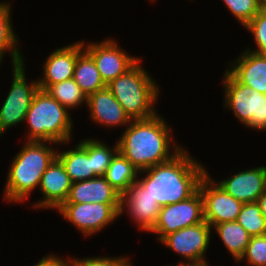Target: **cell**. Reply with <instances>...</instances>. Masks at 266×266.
Returning <instances> with one entry per match:
<instances>
[{
  "label": "cell",
  "mask_w": 266,
  "mask_h": 266,
  "mask_svg": "<svg viewBox=\"0 0 266 266\" xmlns=\"http://www.w3.org/2000/svg\"><path fill=\"white\" fill-rule=\"evenodd\" d=\"M157 113L131 120L117 140L118 151L139 171L170 161L184 146L175 140L172 125Z\"/></svg>",
  "instance_id": "obj_1"
},
{
  "label": "cell",
  "mask_w": 266,
  "mask_h": 266,
  "mask_svg": "<svg viewBox=\"0 0 266 266\" xmlns=\"http://www.w3.org/2000/svg\"><path fill=\"white\" fill-rule=\"evenodd\" d=\"M193 157L184 147L170 161L139 171L137 180L161 207L185 200L198 190L208 172Z\"/></svg>",
  "instance_id": "obj_2"
},
{
  "label": "cell",
  "mask_w": 266,
  "mask_h": 266,
  "mask_svg": "<svg viewBox=\"0 0 266 266\" xmlns=\"http://www.w3.org/2000/svg\"><path fill=\"white\" fill-rule=\"evenodd\" d=\"M57 143L48 141H24L22 149L14 154L8 166L2 197L4 202L24 203L39 188L46 169L57 158Z\"/></svg>",
  "instance_id": "obj_3"
},
{
  "label": "cell",
  "mask_w": 266,
  "mask_h": 266,
  "mask_svg": "<svg viewBox=\"0 0 266 266\" xmlns=\"http://www.w3.org/2000/svg\"><path fill=\"white\" fill-rule=\"evenodd\" d=\"M75 121L70 111L51 97L45 90L38 89L26 113L24 124L27 134L23 141H48L64 145L72 143Z\"/></svg>",
  "instance_id": "obj_4"
},
{
  "label": "cell",
  "mask_w": 266,
  "mask_h": 266,
  "mask_svg": "<svg viewBox=\"0 0 266 266\" xmlns=\"http://www.w3.org/2000/svg\"><path fill=\"white\" fill-rule=\"evenodd\" d=\"M142 60L106 85L130 120H145L158 113L155 105L159 103L161 87L143 67Z\"/></svg>",
  "instance_id": "obj_5"
},
{
  "label": "cell",
  "mask_w": 266,
  "mask_h": 266,
  "mask_svg": "<svg viewBox=\"0 0 266 266\" xmlns=\"http://www.w3.org/2000/svg\"><path fill=\"white\" fill-rule=\"evenodd\" d=\"M222 78L223 108L244 127L266 132V94L241 84L227 69Z\"/></svg>",
  "instance_id": "obj_6"
},
{
  "label": "cell",
  "mask_w": 266,
  "mask_h": 266,
  "mask_svg": "<svg viewBox=\"0 0 266 266\" xmlns=\"http://www.w3.org/2000/svg\"><path fill=\"white\" fill-rule=\"evenodd\" d=\"M25 62L11 65L13 79L0 108V137L12 127L24 124L32 99L39 89L37 78L31 82L27 80Z\"/></svg>",
  "instance_id": "obj_7"
},
{
  "label": "cell",
  "mask_w": 266,
  "mask_h": 266,
  "mask_svg": "<svg viewBox=\"0 0 266 266\" xmlns=\"http://www.w3.org/2000/svg\"><path fill=\"white\" fill-rule=\"evenodd\" d=\"M121 204L62 203L55 211L84 238L98 235L120 218ZM111 224V225H110Z\"/></svg>",
  "instance_id": "obj_8"
},
{
  "label": "cell",
  "mask_w": 266,
  "mask_h": 266,
  "mask_svg": "<svg viewBox=\"0 0 266 266\" xmlns=\"http://www.w3.org/2000/svg\"><path fill=\"white\" fill-rule=\"evenodd\" d=\"M212 232V227L204 221L166 235L159 243L182 257L183 260L174 266L202 263L208 261L206 254L213 237Z\"/></svg>",
  "instance_id": "obj_9"
},
{
  "label": "cell",
  "mask_w": 266,
  "mask_h": 266,
  "mask_svg": "<svg viewBox=\"0 0 266 266\" xmlns=\"http://www.w3.org/2000/svg\"><path fill=\"white\" fill-rule=\"evenodd\" d=\"M81 40H83L84 50L92 57L105 85L126 73L142 58L128 54L113 37L99 42L86 43V40Z\"/></svg>",
  "instance_id": "obj_10"
},
{
  "label": "cell",
  "mask_w": 266,
  "mask_h": 266,
  "mask_svg": "<svg viewBox=\"0 0 266 266\" xmlns=\"http://www.w3.org/2000/svg\"><path fill=\"white\" fill-rule=\"evenodd\" d=\"M204 221L203 198L198 189L185 200L162 206L157 222L149 234H156L155 238L160 242L166 235Z\"/></svg>",
  "instance_id": "obj_11"
},
{
  "label": "cell",
  "mask_w": 266,
  "mask_h": 266,
  "mask_svg": "<svg viewBox=\"0 0 266 266\" xmlns=\"http://www.w3.org/2000/svg\"><path fill=\"white\" fill-rule=\"evenodd\" d=\"M198 189L203 198L204 220L211 227L237 220L244 203L236 200L216 183L210 172L201 179Z\"/></svg>",
  "instance_id": "obj_12"
},
{
  "label": "cell",
  "mask_w": 266,
  "mask_h": 266,
  "mask_svg": "<svg viewBox=\"0 0 266 266\" xmlns=\"http://www.w3.org/2000/svg\"><path fill=\"white\" fill-rule=\"evenodd\" d=\"M161 206L137 180L121 195L120 217L125 213L138 231L150 232L155 226Z\"/></svg>",
  "instance_id": "obj_13"
},
{
  "label": "cell",
  "mask_w": 266,
  "mask_h": 266,
  "mask_svg": "<svg viewBox=\"0 0 266 266\" xmlns=\"http://www.w3.org/2000/svg\"><path fill=\"white\" fill-rule=\"evenodd\" d=\"M72 181L67 174L64 165L56 158L43 173L38 188L42 197L31 204L37 210H56L66 201Z\"/></svg>",
  "instance_id": "obj_14"
},
{
  "label": "cell",
  "mask_w": 266,
  "mask_h": 266,
  "mask_svg": "<svg viewBox=\"0 0 266 266\" xmlns=\"http://www.w3.org/2000/svg\"><path fill=\"white\" fill-rule=\"evenodd\" d=\"M83 50V40L55 48L42 62L38 85H52L73 78L77 57Z\"/></svg>",
  "instance_id": "obj_15"
},
{
  "label": "cell",
  "mask_w": 266,
  "mask_h": 266,
  "mask_svg": "<svg viewBox=\"0 0 266 266\" xmlns=\"http://www.w3.org/2000/svg\"><path fill=\"white\" fill-rule=\"evenodd\" d=\"M215 182L236 200L253 203L266 190V165L242 169Z\"/></svg>",
  "instance_id": "obj_16"
},
{
  "label": "cell",
  "mask_w": 266,
  "mask_h": 266,
  "mask_svg": "<svg viewBox=\"0 0 266 266\" xmlns=\"http://www.w3.org/2000/svg\"><path fill=\"white\" fill-rule=\"evenodd\" d=\"M86 108L91 122L105 129H125L131 122L107 86L87 96Z\"/></svg>",
  "instance_id": "obj_17"
},
{
  "label": "cell",
  "mask_w": 266,
  "mask_h": 266,
  "mask_svg": "<svg viewBox=\"0 0 266 266\" xmlns=\"http://www.w3.org/2000/svg\"><path fill=\"white\" fill-rule=\"evenodd\" d=\"M227 65L226 69L241 84L266 94V55L244 49Z\"/></svg>",
  "instance_id": "obj_18"
},
{
  "label": "cell",
  "mask_w": 266,
  "mask_h": 266,
  "mask_svg": "<svg viewBox=\"0 0 266 266\" xmlns=\"http://www.w3.org/2000/svg\"><path fill=\"white\" fill-rule=\"evenodd\" d=\"M121 204V194L115 190L104 176L74 182L63 203Z\"/></svg>",
  "instance_id": "obj_19"
},
{
  "label": "cell",
  "mask_w": 266,
  "mask_h": 266,
  "mask_svg": "<svg viewBox=\"0 0 266 266\" xmlns=\"http://www.w3.org/2000/svg\"><path fill=\"white\" fill-rule=\"evenodd\" d=\"M59 150L57 158L64 165L72 183L94 178L91 164V137L80 139L70 149Z\"/></svg>",
  "instance_id": "obj_20"
},
{
  "label": "cell",
  "mask_w": 266,
  "mask_h": 266,
  "mask_svg": "<svg viewBox=\"0 0 266 266\" xmlns=\"http://www.w3.org/2000/svg\"><path fill=\"white\" fill-rule=\"evenodd\" d=\"M12 8L10 1H0V52L4 56L8 53L10 64L15 65L27 59L24 57V53H21V47L18 46L21 40L12 24Z\"/></svg>",
  "instance_id": "obj_21"
},
{
  "label": "cell",
  "mask_w": 266,
  "mask_h": 266,
  "mask_svg": "<svg viewBox=\"0 0 266 266\" xmlns=\"http://www.w3.org/2000/svg\"><path fill=\"white\" fill-rule=\"evenodd\" d=\"M213 230L234 259L233 261L237 263L244 255L250 241L249 233L237 221L216 224L212 227Z\"/></svg>",
  "instance_id": "obj_22"
},
{
  "label": "cell",
  "mask_w": 266,
  "mask_h": 266,
  "mask_svg": "<svg viewBox=\"0 0 266 266\" xmlns=\"http://www.w3.org/2000/svg\"><path fill=\"white\" fill-rule=\"evenodd\" d=\"M139 170L119 151L112 157L104 177L121 195L137 181Z\"/></svg>",
  "instance_id": "obj_23"
},
{
  "label": "cell",
  "mask_w": 266,
  "mask_h": 266,
  "mask_svg": "<svg viewBox=\"0 0 266 266\" xmlns=\"http://www.w3.org/2000/svg\"><path fill=\"white\" fill-rule=\"evenodd\" d=\"M73 79L86 96L106 87L95 62L85 50L77 57Z\"/></svg>",
  "instance_id": "obj_24"
},
{
  "label": "cell",
  "mask_w": 266,
  "mask_h": 266,
  "mask_svg": "<svg viewBox=\"0 0 266 266\" xmlns=\"http://www.w3.org/2000/svg\"><path fill=\"white\" fill-rule=\"evenodd\" d=\"M39 89L45 90L51 97L57 100L70 112L87 104V96L75 83L73 78L52 85H39Z\"/></svg>",
  "instance_id": "obj_25"
},
{
  "label": "cell",
  "mask_w": 266,
  "mask_h": 266,
  "mask_svg": "<svg viewBox=\"0 0 266 266\" xmlns=\"http://www.w3.org/2000/svg\"><path fill=\"white\" fill-rule=\"evenodd\" d=\"M236 221L251 237L266 235V219L256 202L244 203Z\"/></svg>",
  "instance_id": "obj_26"
},
{
  "label": "cell",
  "mask_w": 266,
  "mask_h": 266,
  "mask_svg": "<svg viewBox=\"0 0 266 266\" xmlns=\"http://www.w3.org/2000/svg\"><path fill=\"white\" fill-rule=\"evenodd\" d=\"M105 143L96 137L91 138V164L94 169V178L105 175L112 157L118 151L117 141L112 147Z\"/></svg>",
  "instance_id": "obj_27"
},
{
  "label": "cell",
  "mask_w": 266,
  "mask_h": 266,
  "mask_svg": "<svg viewBox=\"0 0 266 266\" xmlns=\"http://www.w3.org/2000/svg\"><path fill=\"white\" fill-rule=\"evenodd\" d=\"M232 17L245 27L263 6V0H221Z\"/></svg>",
  "instance_id": "obj_28"
},
{
  "label": "cell",
  "mask_w": 266,
  "mask_h": 266,
  "mask_svg": "<svg viewBox=\"0 0 266 266\" xmlns=\"http://www.w3.org/2000/svg\"><path fill=\"white\" fill-rule=\"evenodd\" d=\"M243 29L252 34L256 48H250L247 45L245 49L266 55V10L262 7Z\"/></svg>",
  "instance_id": "obj_29"
},
{
  "label": "cell",
  "mask_w": 266,
  "mask_h": 266,
  "mask_svg": "<svg viewBox=\"0 0 266 266\" xmlns=\"http://www.w3.org/2000/svg\"><path fill=\"white\" fill-rule=\"evenodd\" d=\"M68 257L69 266H132L130 256L116 255V256H85V257ZM75 257V258H74Z\"/></svg>",
  "instance_id": "obj_30"
},
{
  "label": "cell",
  "mask_w": 266,
  "mask_h": 266,
  "mask_svg": "<svg viewBox=\"0 0 266 266\" xmlns=\"http://www.w3.org/2000/svg\"><path fill=\"white\" fill-rule=\"evenodd\" d=\"M246 262L248 266H266V235L254 236L237 264Z\"/></svg>",
  "instance_id": "obj_31"
},
{
  "label": "cell",
  "mask_w": 266,
  "mask_h": 266,
  "mask_svg": "<svg viewBox=\"0 0 266 266\" xmlns=\"http://www.w3.org/2000/svg\"><path fill=\"white\" fill-rule=\"evenodd\" d=\"M32 266H69L68 258L64 259L63 256L56 255V253H52V251L46 256H42L38 263Z\"/></svg>",
  "instance_id": "obj_32"
},
{
  "label": "cell",
  "mask_w": 266,
  "mask_h": 266,
  "mask_svg": "<svg viewBox=\"0 0 266 266\" xmlns=\"http://www.w3.org/2000/svg\"><path fill=\"white\" fill-rule=\"evenodd\" d=\"M256 203L259 205L261 214L266 219V190L258 197Z\"/></svg>",
  "instance_id": "obj_33"
},
{
  "label": "cell",
  "mask_w": 266,
  "mask_h": 266,
  "mask_svg": "<svg viewBox=\"0 0 266 266\" xmlns=\"http://www.w3.org/2000/svg\"><path fill=\"white\" fill-rule=\"evenodd\" d=\"M184 266H210L209 262H202V263H194V264H188V265H184Z\"/></svg>",
  "instance_id": "obj_34"
},
{
  "label": "cell",
  "mask_w": 266,
  "mask_h": 266,
  "mask_svg": "<svg viewBox=\"0 0 266 266\" xmlns=\"http://www.w3.org/2000/svg\"><path fill=\"white\" fill-rule=\"evenodd\" d=\"M5 56L0 52V67L3 65V63H4V60L3 59H5L4 58Z\"/></svg>",
  "instance_id": "obj_35"
},
{
  "label": "cell",
  "mask_w": 266,
  "mask_h": 266,
  "mask_svg": "<svg viewBox=\"0 0 266 266\" xmlns=\"http://www.w3.org/2000/svg\"><path fill=\"white\" fill-rule=\"evenodd\" d=\"M262 7L266 10V0H263V6Z\"/></svg>",
  "instance_id": "obj_36"
},
{
  "label": "cell",
  "mask_w": 266,
  "mask_h": 266,
  "mask_svg": "<svg viewBox=\"0 0 266 266\" xmlns=\"http://www.w3.org/2000/svg\"><path fill=\"white\" fill-rule=\"evenodd\" d=\"M148 1H149V2H151V3H152V2H154V3H155L157 0H148Z\"/></svg>",
  "instance_id": "obj_37"
}]
</instances>
